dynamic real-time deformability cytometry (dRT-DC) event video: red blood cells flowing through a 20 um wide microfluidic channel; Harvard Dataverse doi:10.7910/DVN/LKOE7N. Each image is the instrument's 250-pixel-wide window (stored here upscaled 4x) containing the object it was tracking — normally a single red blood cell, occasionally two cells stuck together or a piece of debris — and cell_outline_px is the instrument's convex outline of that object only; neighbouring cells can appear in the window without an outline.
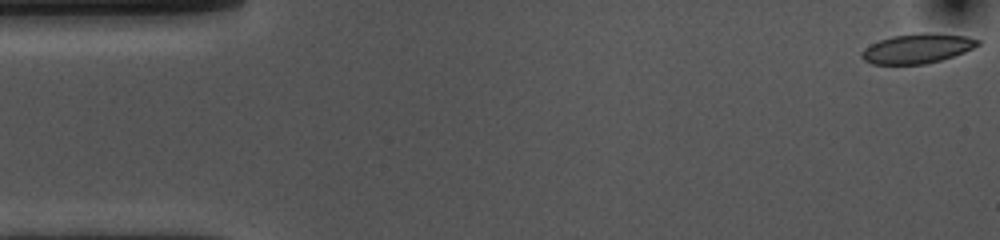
{"species": "common noctule bat (a hibernating species)", "species_latin": "Nyctalus noctula", "temperature_condition": "cold", "stored_images_in_passage": 54, "camera_frame_rate_fps": 3000, "um_per_image_px": 0.085, "animal": {"sex": "female", "body_mass_g": 10.0, "forearm_length_mm": 53.1}, "frame": {"image": 1, "passage_image": 1, "time_ms": 0.0, "image_size_px": [1000, 240], "cell_outline_px": [[980, 44], [964, 52], [940, 60], [924, 64], [872, 64], [864, 60], [860, 56], [860, 52], [864, 48], [880, 40], [892, 36], [924, 32], [928, 32], [968, 36], [980, 40]], "centroid_in_image_um": [77.96, 4.11], "position_along_channel_um": 7.0, "area_um2": 20.0}}
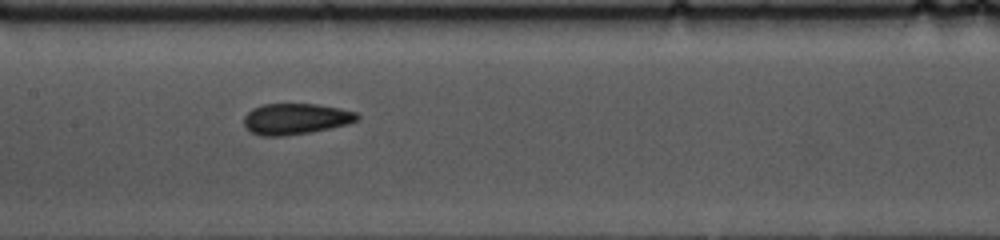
{"frame": {"image": 2, "passage_image": 25, "time_ms": 8.0, "image_size_px": [1000, 240], "cell_outline_px": [[360, 120], [348, 124], [308, 132], [284, 136], [260, 136], [248, 132], [244, 128], [244, 116], [252, 108], [264, 104], [316, 104], [340, 108], [356, 112], [360, 116]], "centroid_in_image_um": [25.1, 10.11], "position_along_channel_um": 182.3, "area_um2": 20.63}}
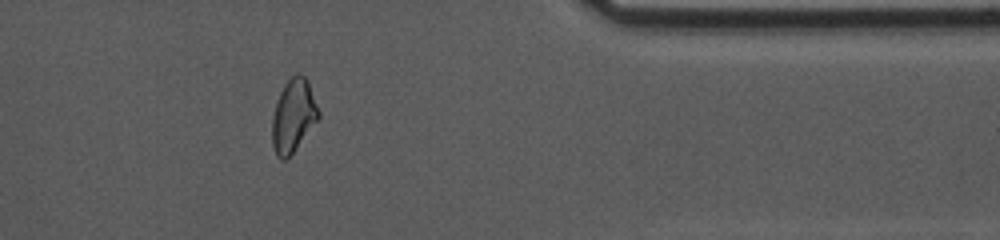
{"frame": {"image": 3, "passage_image": 44, "time_ms": 14.333, "image_size_px": [1000, 240], "cell_outline_px": [[320, 116], [292, 152], [284, 160], [280, 160], [276, 156], [272, 144], [272, 116], [276, 100], [284, 84], [296, 72], [300, 72], [308, 80], [320, 112]], "centroid_in_image_um": [24.92, 9.79], "position_along_channel_um": 386.5, "area_um2": 19.65}, "authors_computed_cell_mechanics": {"area_um2": 20.6057, "velocity_mm_per_s": 3.604, "shape_relaxation_time_tau1_ms": 5.3032, "shape_relaxation_time_tau2_ms": 1.9325, "deformation_change_tau1": 0.1238, "deformation_change_tau2": 0.0639}}